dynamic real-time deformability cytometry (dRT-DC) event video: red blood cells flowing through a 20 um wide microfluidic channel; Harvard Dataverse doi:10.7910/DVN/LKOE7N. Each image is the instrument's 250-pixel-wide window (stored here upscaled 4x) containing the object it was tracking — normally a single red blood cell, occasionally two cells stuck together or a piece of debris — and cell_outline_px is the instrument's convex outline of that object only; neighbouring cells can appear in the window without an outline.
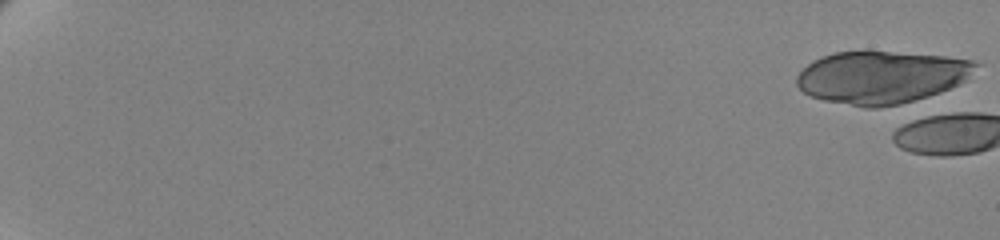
{"species": "human", "species_latin": "Homo sapiens", "temperature_condition": "cold", "stored_images_in_passage": 4, "camera_frame_rate_fps": 3000, "um_per_image_px": 0.085, "donor": {"sex": "female"}, "frame": {"image": 1, "passage_image": 1, "time_ms": 0.0, "image_size_px": [1000, 240], "cell_outline_px": [[984, 64], [960, 84], [940, 92], [928, 96], [900, 104], [880, 108], [864, 108], [824, 100], [812, 96], [804, 92], [796, 84], [796, 76], [812, 60], [836, 52], [892, 52], [944, 56], [976, 60]], "centroid_in_image_um": [74.97, 6.57], "position_along_channel_um": 10.0, "area_um2": 54.91}}